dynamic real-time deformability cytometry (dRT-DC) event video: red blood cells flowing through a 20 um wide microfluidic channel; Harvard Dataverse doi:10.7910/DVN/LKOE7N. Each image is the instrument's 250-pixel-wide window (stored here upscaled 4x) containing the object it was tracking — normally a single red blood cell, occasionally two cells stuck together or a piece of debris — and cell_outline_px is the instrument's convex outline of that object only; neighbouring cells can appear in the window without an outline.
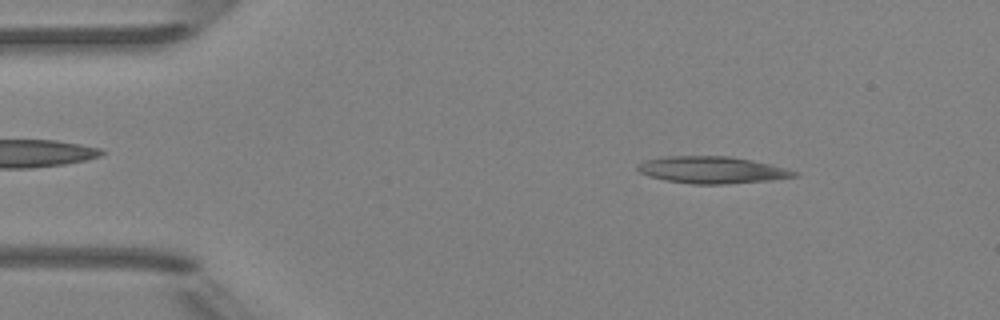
{"species": "Egyptian fruit bat (a non-hibernating species)", "species_latin": "Rousettus aegyptiacus", "temperature_condition": "room temperature", "stored_images_in_passage": 49, "camera_frame_rate_fps": 3000, "um_per_image_px": 0.085, "animal": {"sex": "female"}, "frame": {"image": 1, "passage_image": 6, "time_ms": 1.667, "image_size_px": [1000, 320], "cell_outline_px": [[800, 172], [796, 176], [772, 180], [724, 184], [692, 184], [668, 180], [648, 176], [640, 172], [636, 168], [636, 164], [644, 160], [668, 156], [728, 156], [752, 160]], "centroid_in_image_um": [60.5, 14.44], "position_along_channel_um": 24.5, "area_um2": 24.45}}
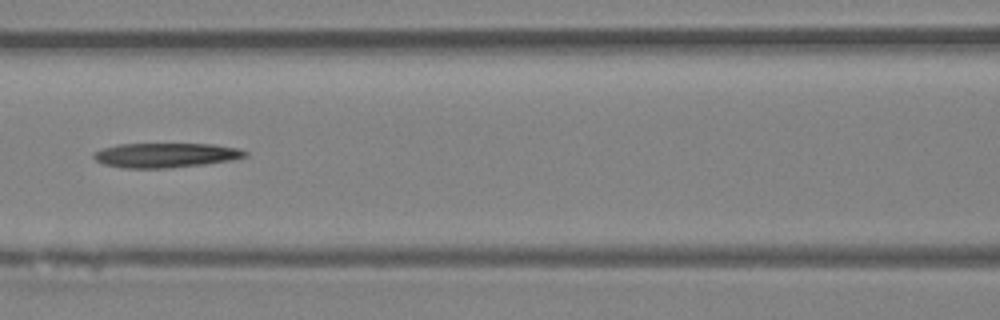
{"frame": {"image": 2, "passage_image": 21, "time_ms": 6.667, "image_size_px": [1000, 320], "cell_outline_px": [[248, 156], [232, 160], [204, 164], [168, 168], [120, 168], [104, 164], [96, 160], [92, 156], [92, 152], [100, 148], [120, 144], [212, 144], [240, 148], [248, 152]], "centroid_in_image_um": [14.07, 13.19], "position_along_channel_um": 152.5, "area_um2": 21.91}}
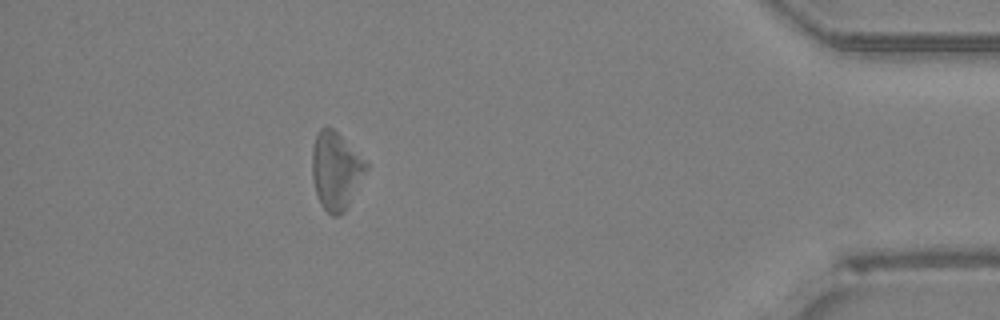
{"frame": {"image": 3, "passage_image": 44, "time_ms": 14.333, "image_size_px": [1000, 320], "cell_outline_px": [[368, 168], [344, 212], [340, 216], [332, 216], [320, 204], [316, 192], [312, 176], [312, 148], [316, 136], [320, 128], [332, 128], [368, 164]], "centroid_in_image_um": [28.53, 14.54], "position_along_channel_um": 406.7, "area_um2": 23.87}}